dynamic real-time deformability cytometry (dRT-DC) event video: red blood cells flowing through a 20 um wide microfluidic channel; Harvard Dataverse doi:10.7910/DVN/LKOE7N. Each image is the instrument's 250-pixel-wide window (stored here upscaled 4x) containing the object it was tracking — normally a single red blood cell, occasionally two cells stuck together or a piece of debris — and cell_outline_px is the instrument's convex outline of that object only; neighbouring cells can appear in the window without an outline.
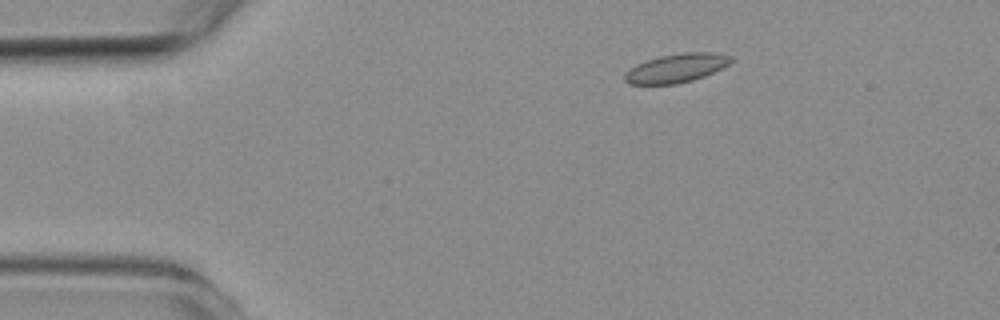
{"species": "common noctule bat (a hibernating species)", "species_latin": "Nyctalus noctula", "temperature_condition": "room temperature", "stored_images_in_passage": 7, "camera_frame_rate_fps": 3000, "um_per_image_px": 0.085, "animal": {"sex": "female", "body_mass_g": 19.3, "forearm_length_mm": 54.1}, "frame": {"image": 1, "passage_image": 2, "time_ms": 1.0, "image_size_px": [1000, 320], "cell_outline_px": [[732, 60], [728, 64], [704, 76], [692, 80], [676, 84], [628, 84], [624, 80], [624, 76], [636, 64], [660, 56], [684, 52], [712, 52], [728, 56]], "centroid_in_image_um": [57.46, 5.79], "position_along_channel_um": 27.5, "area_um2": 17.4}}
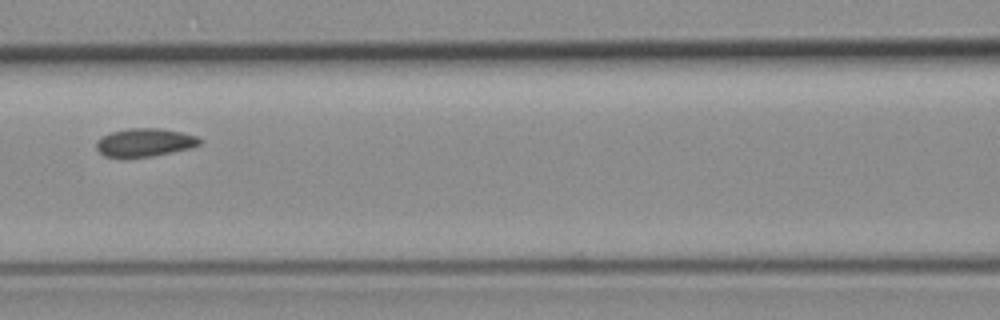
{"frame": {"image": 2, "passage_image": 6, "time_ms": 5.667, "image_size_px": [1000, 320], "cell_outline_px": [[200, 144], [188, 148], [172, 152], [152, 156], [104, 156], [96, 148], [96, 140], [112, 132], [128, 128], [160, 128], [180, 132], [196, 136], [200, 140]], "centroid_in_image_um": [12.28, 12.09], "position_along_channel_um": 154.3, "area_um2": 16.53}}
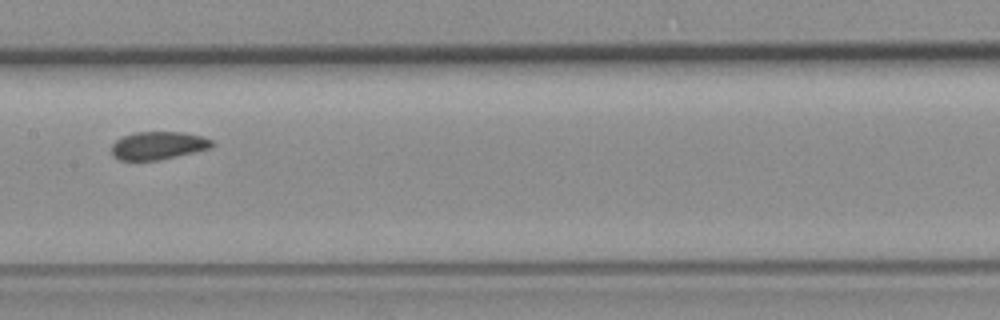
{"frame": {"image": 3, "passage_image": 7, "time_ms": 6.667, "image_size_px": [1000, 320], "cell_outline_px": [[216, 144], [212, 148], [160, 160], [120, 160], [112, 156], [112, 144], [116, 140], [124, 136], [136, 132], [184, 132], [200, 136], [212, 140]], "centroid_in_image_um": [13.47, 12.37], "position_along_channel_um": 193.9, "area_um2": 16.42}}